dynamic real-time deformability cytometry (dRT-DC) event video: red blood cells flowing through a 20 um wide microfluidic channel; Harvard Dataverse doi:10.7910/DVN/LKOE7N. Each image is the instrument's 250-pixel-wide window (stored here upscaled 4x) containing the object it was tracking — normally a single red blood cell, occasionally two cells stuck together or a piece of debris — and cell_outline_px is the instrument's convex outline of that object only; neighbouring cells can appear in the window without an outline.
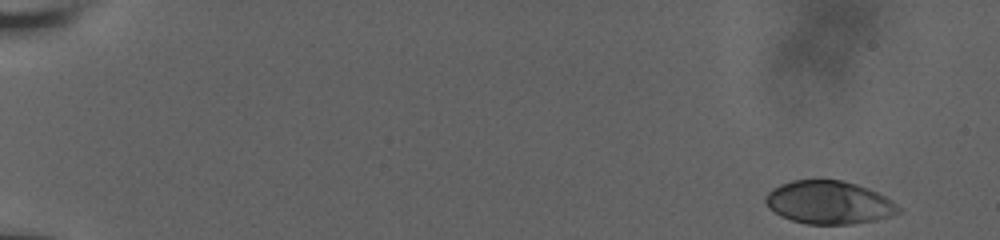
{"species": "human", "species_latin": "Homo sapiens", "temperature_condition": "room temperature", "stored_images_in_passage": 54, "camera_frame_rate_fps": 3000, "um_per_image_px": 0.085, "donor": {"sex": "male"}, "frame": {"image": 1, "passage_image": 1, "time_ms": 0.0, "image_size_px": [1000, 240], "cell_outline_px": [[904, 212], [876, 220], [852, 224], [808, 224], [792, 220], [780, 216], [768, 208], [764, 200], [764, 196], [772, 188], [780, 184], [792, 180], [840, 180], [856, 184], [868, 188], [884, 196], [896, 204]], "centroid_in_image_um": [70.44, 17.21], "position_along_channel_um": 14.6, "area_um2": 33.47}}
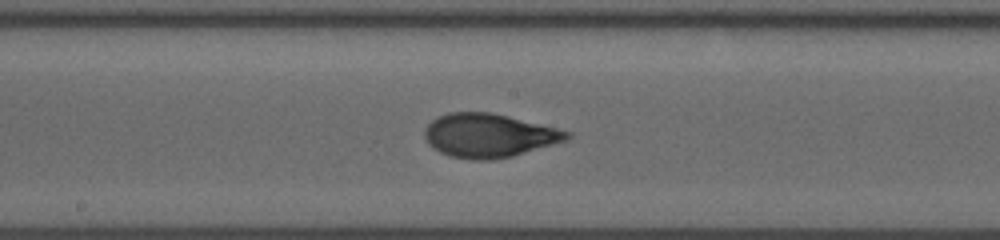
{"frame": {"image": 2, "passage_image": 30, "time_ms": 9.667, "image_size_px": [1000, 240], "cell_outline_px": [[572, 136], [568, 140], [512, 156], [488, 160], [472, 160], [448, 156], [432, 148], [428, 144], [424, 136], [424, 128], [436, 116], [448, 112], [492, 112], [572, 132]], "centroid_in_image_um": [41.52, 11.51], "position_along_channel_um": 206.7, "area_um2": 36.41}}
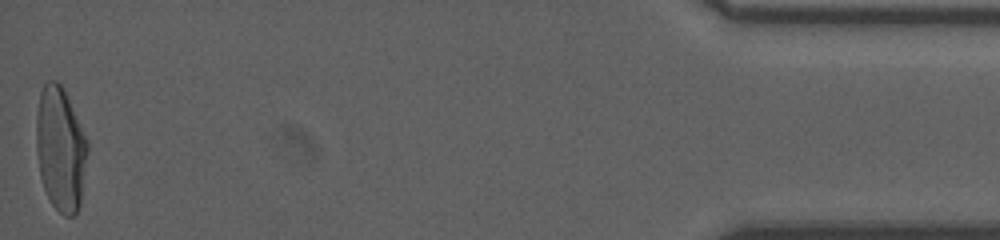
{"frame": {"image": 3, "passage_image": 54, "time_ms": 17.667, "image_size_px": [1000, 240], "cell_outline_px": [[88, 152], [80, 204], [76, 212], [72, 216], [64, 216], [52, 204], [44, 188], [40, 176], [36, 152], [36, 112], [40, 92], [44, 84], [48, 80], [56, 80], [60, 84], [88, 140]], "centroid_in_image_um": [5.13, 12.66], "position_along_channel_um": 430.1, "area_um2": 36.99}, "authors_computed_cell_mechanics": {"area_um2": 35.3447, "velocity_mm_per_s": 3.822, "shape_relaxation_time_tau1_ms": 5.3443, "shape_relaxation_time_tau2_ms": null, "deformation_change_tau1": 0.2428, "deformation_change_tau2": null}}